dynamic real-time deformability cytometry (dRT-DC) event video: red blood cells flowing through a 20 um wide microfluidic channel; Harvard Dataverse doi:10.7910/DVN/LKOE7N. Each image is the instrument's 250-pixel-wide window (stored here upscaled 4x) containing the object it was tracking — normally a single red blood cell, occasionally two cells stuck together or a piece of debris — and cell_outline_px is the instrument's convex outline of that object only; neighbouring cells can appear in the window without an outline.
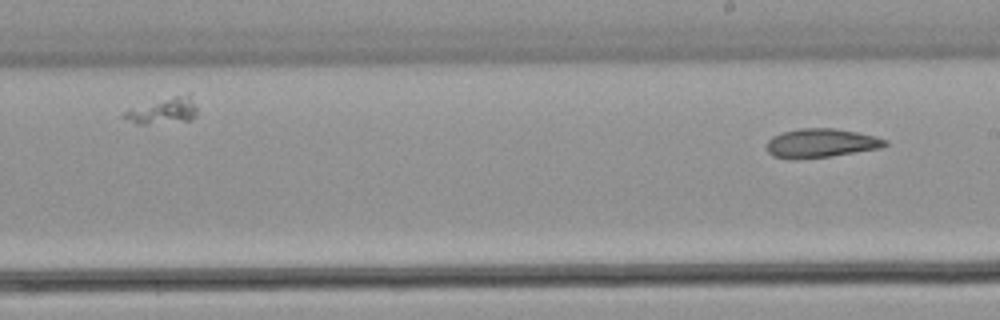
{"species": "common noctule bat (a hibernating species)", "species_latin": "Nyctalus noctula", "temperature_condition": "warm", "stored_images_in_passage": 14, "segment_of_instrument_passage": [2, 2], "camera_frame_rate_fps": 3000, "um_per_image_px": 0.085, "animal": {"sex": "male", "body_mass_g": 21.5, "forearm_length_mm": 52.0}, "frame": {"image": 1, "passage_image": 14, "time_ms": 4.333, "image_size_px": [1000, 320], "cell_outline_px": [[888, 144], [880, 148], [832, 156], [772, 156], [768, 152], [768, 140], [772, 136], [784, 132], [800, 128], [836, 128], [876, 136], [888, 140]], "centroid_in_image_um": [69.87, 12.12], "position_along_channel_um": 219.1, "area_um2": 19.19}}